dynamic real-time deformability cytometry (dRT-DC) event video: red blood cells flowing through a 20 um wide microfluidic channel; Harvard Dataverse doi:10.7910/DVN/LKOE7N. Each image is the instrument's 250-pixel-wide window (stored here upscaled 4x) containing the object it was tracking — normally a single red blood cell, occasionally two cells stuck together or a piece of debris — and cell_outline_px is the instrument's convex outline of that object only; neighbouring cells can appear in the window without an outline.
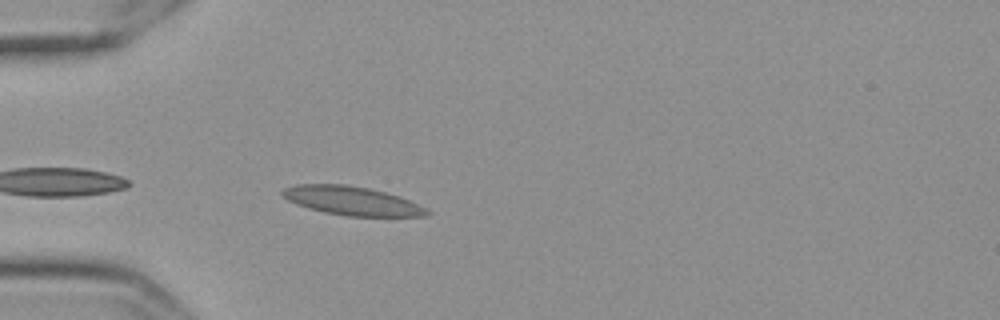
{"species": "Egyptian fruit bat (a non-hibernating species)", "species_latin": "Rousettus aegyptiacus", "temperature_condition": "cold", "stored_images_in_passage": 7, "camera_frame_rate_fps": 3000, "um_per_image_px": 0.085, "frame": {"image": 1, "passage_image": 3, "time_ms": 0.667, "image_size_px": [1000, 320], "cell_outline_px": [[432, 212], [424, 216], [348, 216], [324, 212], [308, 208], [296, 204], [288, 200], [280, 192], [284, 188], [296, 184], [344, 184], [368, 188], [400, 196]], "centroid_in_image_um": [29.87, 17.06], "position_along_channel_um": 55.1, "area_um2": 23.99}}